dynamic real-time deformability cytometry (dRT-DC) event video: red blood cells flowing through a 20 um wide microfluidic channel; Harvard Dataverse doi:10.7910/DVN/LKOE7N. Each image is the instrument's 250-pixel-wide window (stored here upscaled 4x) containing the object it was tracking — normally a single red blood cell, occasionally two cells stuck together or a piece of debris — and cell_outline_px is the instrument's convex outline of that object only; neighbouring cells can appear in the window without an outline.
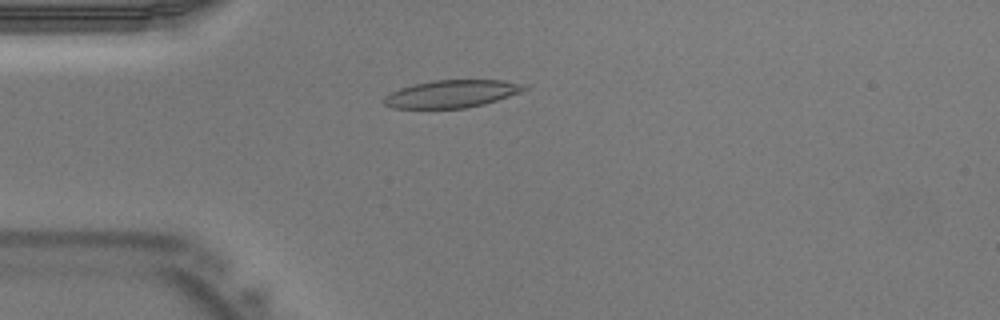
{"species": "Egyptian fruit bat (a non-hibernating species)", "species_latin": "Rousettus aegyptiacus", "temperature_condition": "warm", "stored_images_in_passage": 41, "camera_frame_rate_fps": 3000, "um_per_image_px": 0.085, "animal": {"sex": "male"}, "frame": {"image": 1, "passage_image": 11, "time_ms": 3.333, "image_size_px": [1000, 320], "cell_outline_px": [[528, 88], [520, 92], [484, 104], [464, 108], [392, 108], [384, 104], [380, 100], [388, 92], [412, 84], [436, 80], [500, 80], [524, 84]], "centroid_in_image_um": [38.31, 7.97], "position_along_channel_um": 46.7, "area_um2": 22.54}}
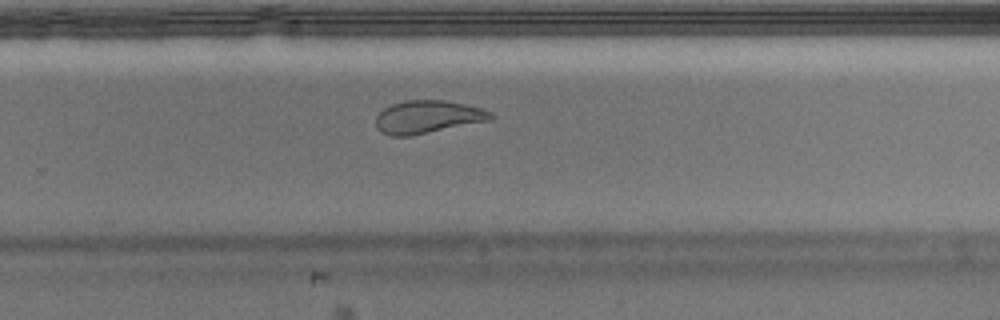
{"frame": {"image": 2, "passage_image": 27, "time_ms": 8.667, "image_size_px": [1000, 320], "cell_outline_px": [[496, 116], [492, 120], [408, 136], [392, 136], [380, 132], [376, 128], [376, 116], [384, 108], [392, 104], [408, 100], [444, 100], [464, 104], [480, 108], [492, 112]], "centroid_in_image_um": [36.36, 9.94], "position_along_channel_um": 293.4, "area_um2": 21.96}}
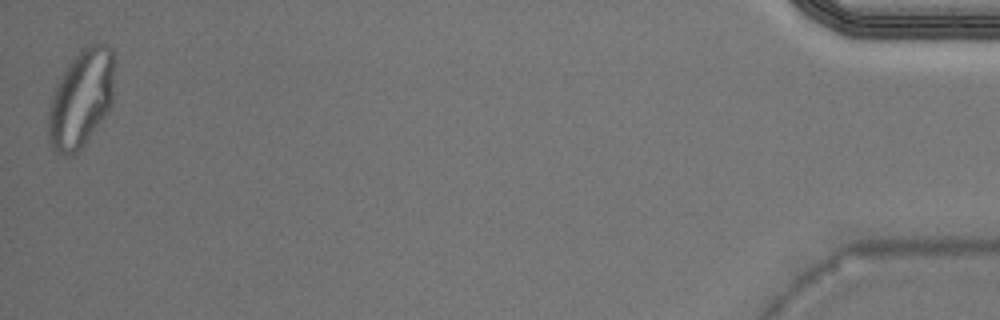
{"frame": {"image": 3, "passage_image": 41, "time_ms": 13.333, "image_size_px": [1000, 320], "cell_outline_px": [[112, 100], [104, 116], [80, 148], [72, 156], [64, 156], [52, 152], [48, 144], [48, 112], [56, 88], [64, 72], [72, 60], [88, 44], [108, 44], [112, 48]], "centroid_in_image_um": [6.85, 8.45], "position_along_channel_um": 428.3, "area_um2": 36.65}}